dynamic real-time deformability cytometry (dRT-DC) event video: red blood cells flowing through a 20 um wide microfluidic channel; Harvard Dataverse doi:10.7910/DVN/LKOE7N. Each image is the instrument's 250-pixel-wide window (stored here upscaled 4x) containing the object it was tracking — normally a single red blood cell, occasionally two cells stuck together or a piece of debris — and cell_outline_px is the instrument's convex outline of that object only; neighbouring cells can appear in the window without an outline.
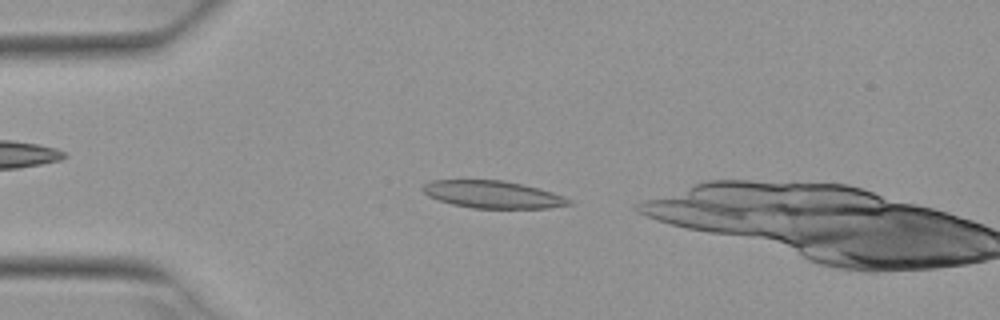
{"species": "Egyptian fruit bat (a non-hibernating species)", "species_latin": "Rousettus aegyptiacus", "temperature_condition": "warm", "stored_images_in_passage": 5, "camera_frame_rate_fps": 3000, "um_per_image_px": 0.085, "animal": {"sex": "female"}, "frame": {"image": 1, "passage_image": 5, "time_ms": 1.333, "image_size_px": [1000, 320], "cell_outline_px": [[572, 204], [548, 208], [472, 208], [452, 204], [428, 196], [420, 188], [424, 184], [432, 180], [504, 180], [540, 188], [564, 196], [572, 200]], "centroid_in_image_um": [41.9, 16.53], "position_along_channel_um": 43.1, "area_um2": 23.35}}